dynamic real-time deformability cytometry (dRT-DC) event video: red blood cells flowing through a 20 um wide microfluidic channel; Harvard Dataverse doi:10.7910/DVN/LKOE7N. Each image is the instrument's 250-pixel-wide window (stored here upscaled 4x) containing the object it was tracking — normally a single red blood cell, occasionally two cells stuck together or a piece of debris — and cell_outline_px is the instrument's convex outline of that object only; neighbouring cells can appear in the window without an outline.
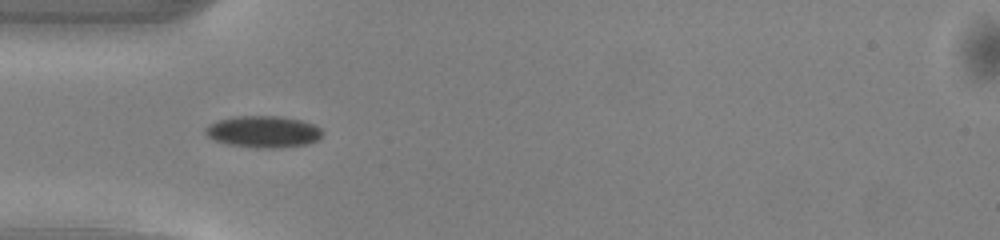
{"species": "common noctule bat (a hibernating species)", "species_latin": "Nyctalus noctula", "temperature_condition": "warm", "stored_images_in_passage": 22, "camera_frame_rate_fps": 3000, "um_per_image_px": 0.085, "animal": {"sex": "male", "body_mass_g": 13.0, "forearm_length_mm": 53.1}, "frame": {"image": 1, "passage_image": 5, "time_ms": 1.333, "image_size_px": [1000, 240], "cell_outline_px": [[324, 132], [316, 140], [308, 144], [276, 148], [260, 148], [228, 144], [216, 140], [208, 136], [204, 132], [204, 128], [208, 124], [216, 120], [232, 116], [280, 116], [300, 120], [312, 124], [320, 128]], "centroid_in_image_um": [22.35, 11.18], "position_along_channel_um": 62.7, "area_um2": 21.62}}
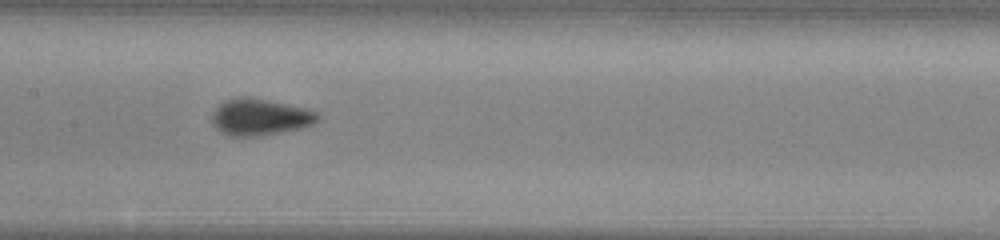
{"frame": {"image": 2, "passage_image": 14, "time_ms": 4.333, "image_size_px": [1000, 240], "cell_outline_px": [[320, 120], [312, 124], [300, 128], [260, 136], [228, 136], [220, 132], [212, 124], [212, 112], [224, 100], [240, 96], [248, 96], [304, 108], [316, 112], [320, 116]], "centroid_in_image_um": [22.05, 9.95], "position_along_channel_um": 185.3, "area_um2": 22.54}}
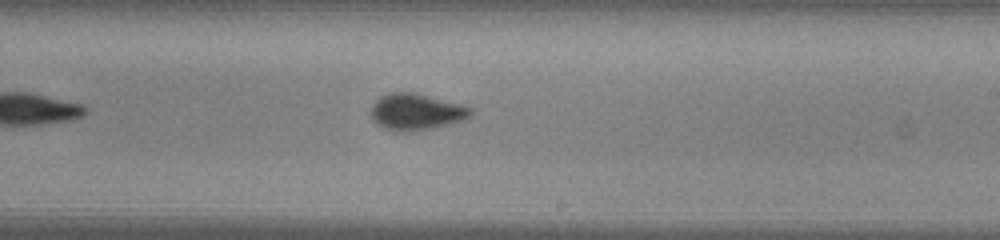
{"frame": {"image": 3, "passage_image": 19, "time_ms": 6.0, "image_size_px": [1000, 240], "cell_outline_px": [[472, 112], [464, 120], [432, 128], [412, 132], [400, 132], [384, 128], [376, 124], [372, 120], [368, 112], [372, 104], [380, 96], [388, 92], [412, 92], [460, 104], [472, 108]], "centroid_in_image_um": [35.29, 9.51], "position_along_channel_um": 253.7, "area_um2": 21.33}}